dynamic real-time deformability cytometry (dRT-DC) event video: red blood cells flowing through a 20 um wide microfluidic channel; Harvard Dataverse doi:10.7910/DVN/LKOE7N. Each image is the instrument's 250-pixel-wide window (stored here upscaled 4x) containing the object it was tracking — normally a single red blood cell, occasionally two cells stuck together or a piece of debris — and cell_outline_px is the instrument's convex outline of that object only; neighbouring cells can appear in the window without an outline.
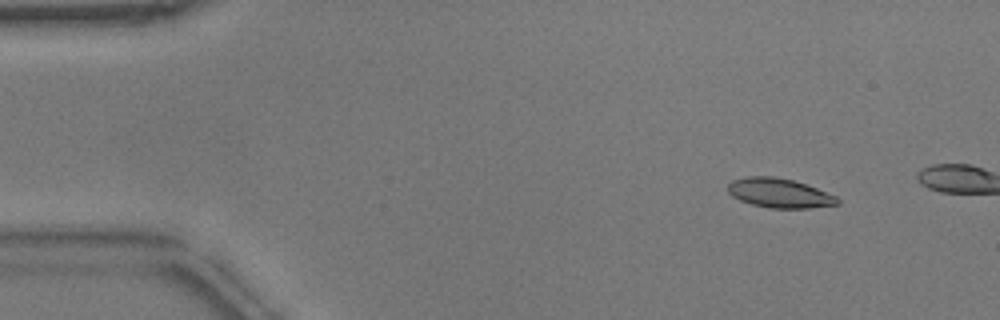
{"species": "common noctule bat (a hibernating species)", "species_latin": "Nyctalus noctula", "temperature_condition": "warm", "stored_images_in_passage": 6, "camera_frame_rate_fps": 3000, "um_per_image_px": 0.085, "animal": {"sex": "male", "body_mass_g": 17.9}, "frame": {"image": 1, "passage_image": 1, "time_ms": 0.0, "image_size_px": [1000, 320], "cell_outline_px": [[840, 204], [808, 208], [768, 208], [752, 204], [740, 200], [732, 196], [728, 192], [728, 184], [732, 180], [744, 176], [772, 176], [792, 180], [816, 188], [836, 196], [840, 200]], "centroid_in_image_um": [66.22, 16.41], "position_along_channel_um": 18.8, "area_um2": 18.73}}